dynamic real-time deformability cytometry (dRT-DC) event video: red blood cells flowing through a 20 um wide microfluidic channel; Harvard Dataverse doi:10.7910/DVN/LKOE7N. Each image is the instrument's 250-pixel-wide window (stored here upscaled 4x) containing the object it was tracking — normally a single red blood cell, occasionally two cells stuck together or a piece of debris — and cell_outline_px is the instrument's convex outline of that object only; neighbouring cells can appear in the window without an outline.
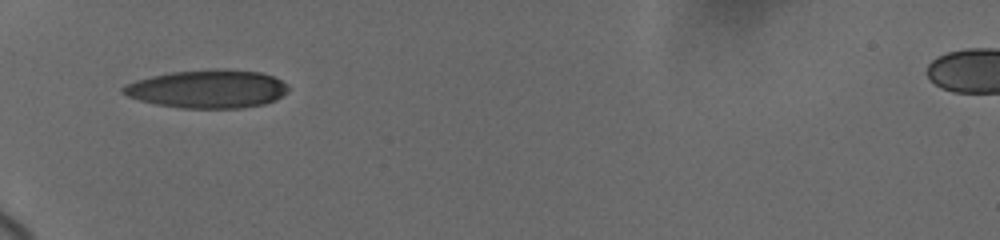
{"species": "human", "species_latin": "Homo sapiens", "temperature_condition": "cold", "stored_images_in_passage": 13, "camera_frame_rate_fps": 3000, "um_per_image_px": 0.085, "donor": {"sex": "female"}, "frame": {"image": 1, "passage_image": 1, "time_ms": 0.0, "image_size_px": [1000, 240], "cell_outline_px": [[288, 92], [276, 100], [264, 104], [244, 108], [180, 108], [156, 104], [140, 100], [128, 96], [120, 92], [120, 88], [124, 84], [136, 80], [152, 76], [172, 72], [260, 72], [272, 76], [288, 84]], "centroid_in_image_um": [17.62, 7.62], "position_along_channel_um": 67.4, "area_um2": 35.78}}
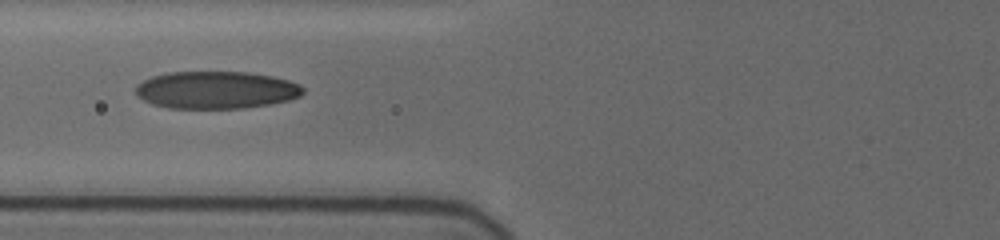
{"frame": {"image": 2, "passage_image": 11, "time_ms": 1.333, "image_size_px": [1000, 240], "cell_outline_px": [[304, 92], [300, 96], [288, 100], [272, 104], [244, 108], [168, 108], [152, 104], [136, 96], [136, 84], [152, 76], [168, 72], [248, 72], [272, 76], [288, 80], [300, 84], [304, 88]], "centroid_in_image_um": [18.37, 7.65], "position_along_channel_um": 107.4, "area_um2": 36.7}}